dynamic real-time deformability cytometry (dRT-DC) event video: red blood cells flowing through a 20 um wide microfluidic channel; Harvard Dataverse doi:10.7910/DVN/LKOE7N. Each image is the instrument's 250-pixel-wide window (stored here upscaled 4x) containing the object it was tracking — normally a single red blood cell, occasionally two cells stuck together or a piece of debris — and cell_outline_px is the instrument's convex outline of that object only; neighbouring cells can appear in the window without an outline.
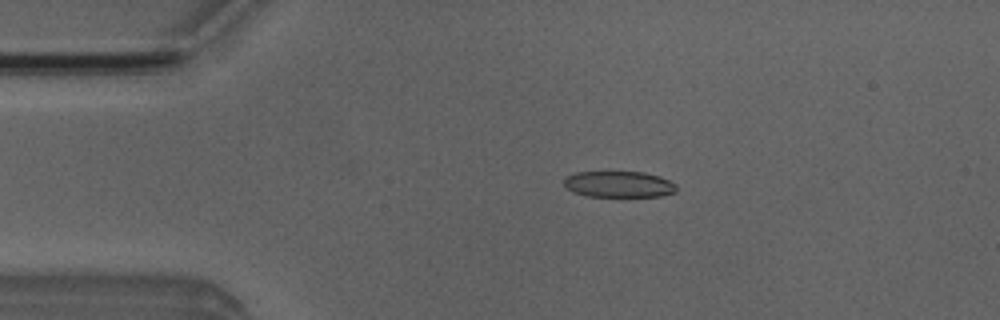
{"species": "Egyptian fruit bat (a non-hibernating species)", "species_latin": "Rousettus aegyptiacus", "temperature_condition": "room temperature", "stored_images_in_passage": 51, "camera_frame_rate_fps": 3000, "um_per_image_px": 0.085, "animal": {"sex": "male"}, "frame": {"image": 1, "passage_image": 10, "time_ms": 3.0, "image_size_px": [1000, 320], "cell_outline_px": [[676, 192], [660, 196], [588, 196], [572, 192], [564, 184], [564, 180], [568, 176], [576, 172], [644, 172], [660, 176], [676, 184]], "centroid_in_image_um": [52.62, 15.66], "position_along_channel_um": 32.4, "area_um2": 17.05}}
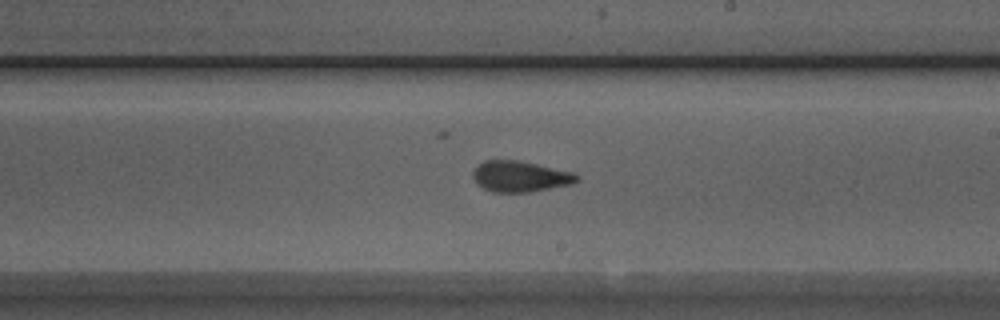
{"frame": {"image": 2, "passage_image": 29, "time_ms": 9.333, "image_size_px": [1000, 320], "cell_outline_px": [[580, 180], [572, 184], [528, 192], [492, 192], [476, 184], [472, 176], [472, 172], [484, 160], [520, 160], [576, 172], [580, 176]], "centroid_in_image_um": [44.26, 14.99], "position_along_channel_um": 244.7, "area_um2": 18.96}}
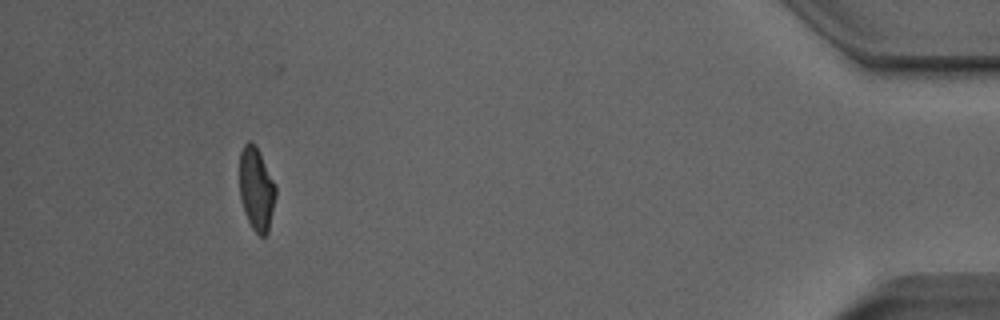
{"frame": {"image": 3, "passage_image": 47, "time_ms": 15.333, "image_size_px": [1000, 320], "cell_outline_px": [[276, 196], [268, 232], [264, 236], [260, 236], [252, 228], [244, 212], [240, 200], [240, 152], [244, 144], [248, 140], [252, 140], [256, 144], [276, 184]], "centroid_in_image_um": [21.8, 16.02], "position_along_channel_um": 413.4, "area_um2": 17.8}, "authors_computed_cell_mechanics": {"area_um2": 18.4382, "velocity_mm_per_s": 3.9967, "shape_relaxation_time_tau1_ms": null, "shape_relaxation_time_tau2_ms": 1.4462, "deformation_change_tau1": null, "deformation_change_tau2": 0.0955}}